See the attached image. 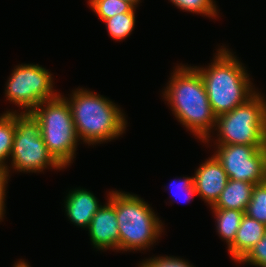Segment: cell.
<instances>
[{
    "mask_svg": "<svg viewBox=\"0 0 266 267\" xmlns=\"http://www.w3.org/2000/svg\"><path fill=\"white\" fill-rule=\"evenodd\" d=\"M169 79L163 99L170 105L178 122L201 142L209 143L211 130L215 129L216 116L199 72L193 66L181 64L177 65Z\"/></svg>",
    "mask_w": 266,
    "mask_h": 267,
    "instance_id": "cell-1",
    "label": "cell"
},
{
    "mask_svg": "<svg viewBox=\"0 0 266 267\" xmlns=\"http://www.w3.org/2000/svg\"><path fill=\"white\" fill-rule=\"evenodd\" d=\"M236 57L228 48L221 46L208 68L193 66L202 77L216 117L232 111L257 92L246 67Z\"/></svg>",
    "mask_w": 266,
    "mask_h": 267,
    "instance_id": "cell-2",
    "label": "cell"
},
{
    "mask_svg": "<svg viewBox=\"0 0 266 267\" xmlns=\"http://www.w3.org/2000/svg\"><path fill=\"white\" fill-rule=\"evenodd\" d=\"M64 98L70 106L78 138L88 146L111 141L126 130L123 110L109 98L84 88H77L70 98Z\"/></svg>",
    "mask_w": 266,
    "mask_h": 267,
    "instance_id": "cell-3",
    "label": "cell"
},
{
    "mask_svg": "<svg viewBox=\"0 0 266 267\" xmlns=\"http://www.w3.org/2000/svg\"><path fill=\"white\" fill-rule=\"evenodd\" d=\"M109 200L116 209L119 229L118 251L149 249L161 236L163 223L152 207L135 194L109 192Z\"/></svg>",
    "mask_w": 266,
    "mask_h": 267,
    "instance_id": "cell-4",
    "label": "cell"
},
{
    "mask_svg": "<svg viewBox=\"0 0 266 267\" xmlns=\"http://www.w3.org/2000/svg\"><path fill=\"white\" fill-rule=\"evenodd\" d=\"M30 114L40 124L41 135L49 152L64 168L69 167L80 140L68 101L59 94L40 103Z\"/></svg>",
    "mask_w": 266,
    "mask_h": 267,
    "instance_id": "cell-5",
    "label": "cell"
},
{
    "mask_svg": "<svg viewBox=\"0 0 266 267\" xmlns=\"http://www.w3.org/2000/svg\"><path fill=\"white\" fill-rule=\"evenodd\" d=\"M215 145H249L266 148V100L258 91L245 103L216 117Z\"/></svg>",
    "mask_w": 266,
    "mask_h": 267,
    "instance_id": "cell-6",
    "label": "cell"
},
{
    "mask_svg": "<svg viewBox=\"0 0 266 267\" xmlns=\"http://www.w3.org/2000/svg\"><path fill=\"white\" fill-rule=\"evenodd\" d=\"M13 148L9 168L19 172H42L44 169H63L43 141L40 124L30 113L15 112Z\"/></svg>",
    "mask_w": 266,
    "mask_h": 267,
    "instance_id": "cell-7",
    "label": "cell"
},
{
    "mask_svg": "<svg viewBox=\"0 0 266 267\" xmlns=\"http://www.w3.org/2000/svg\"><path fill=\"white\" fill-rule=\"evenodd\" d=\"M9 77L5 97L21 107V113H30L40 103L59 95L53 89L52 74L38 64L17 65Z\"/></svg>",
    "mask_w": 266,
    "mask_h": 267,
    "instance_id": "cell-8",
    "label": "cell"
},
{
    "mask_svg": "<svg viewBox=\"0 0 266 267\" xmlns=\"http://www.w3.org/2000/svg\"><path fill=\"white\" fill-rule=\"evenodd\" d=\"M217 146L213 155L222 164L229 179L252 184L266 181V148L239 144Z\"/></svg>",
    "mask_w": 266,
    "mask_h": 267,
    "instance_id": "cell-9",
    "label": "cell"
},
{
    "mask_svg": "<svg viewBox=\"0 0 266 267\" xmlns=\"http://www.w3.org/2000/svg\"><path fill=\"white\" fill-rule=\"evenodd\" d=\"M196 170L193 183L197 196L212 207L224 190L228 176L222 164L212 155Z\"/></svg>",
    "mask_w": 266,
    "mask_h": 267,
    "instance_id": "cell-10",
    "label": "cell"
},
{
    "mask_svg": "<svg viewBox=\"0 0 266 267\" xmlns=\"http://www.w3.org/2000/svg\"><path fill=\"white\" fill-rule=\"evenodd\" d=\"M90 240L98 250L118 251L119 229L115 206L108 200L94 215L88 227Z\"/></svg>",
    "mask_w": 266,
    "mask_h": 267,
    "instance_id": "cell-11",
    "label": "cell"
},
{
    "mask_svg": "<svg viewBox=\"0 0 266 267\" xmlns=\"http://www.w3.org/2000/svg\"><path fill=\"white\" fill-rule=\"evenodd\" d=\"M64 203L69 220L84 229H88L92 218L102 207L92 192L79 187L68 192Z\"/></svg>",
    "mask_w": 266,
    "mask_h": 267,
    "instance_id": "cell-12",
    "label": "cell"
},
{
    "mask_svg": "<svg viewBox=\"0 0 266 267\" xmlns=\"http://www.w3.org/2000/svg\"><path fill=\"white\" fill-rule=\"evenodd\" d=\"M266 226L244 214L233 244L228 248L232 259L239 263L264 237Z\"/></svg>",
    "mask_w": 266,
    "mask_h": 267,
    "instance_id": "cell-13",
    "label": "cell"
},
{
    "mask_svg": "<svg viewBox=\"0 0 266 267\" xmlns=\"http://www.w3.org/2000/svg\"><path fill=\"white\" fill-rule=\"evenodd\" d=\"M254 186L255 184L250 182L228 179L224 190L211 208L235 209L245 212L250 203Z\"/></svg>",
    "mask_w": 266,
    "mask_h": 267,
    "instance_id": "cell-14",
    "label": "cell"
},
{
    "mask_svg": "<svg viewBox=\"0 0 266 267\" xmlns=\"http://www.w3.org/2000/svg\"><path fill=\"white\" fill-rule=\"evenodd\" d=\"M212 209L216 217V230L219 236L226 241L227 248H229L235 239L241 219L245 214L243 211L235 209Z\"/></svg>",
    "mask_w": 266,
    "mask_h": 267,
    "instance_id": "cell-15",
    "label": "cell"
},
{
    "mask_svg": "<svg viewBox=\"0 0 266 267\" xmlns=\"http://www.w3.org/2000/svg\"><path fill=\"white\" fill-rule=\"evenodd\" d=\"M15 112L9 110L0 115V168L8 167L6 160L11 155L16 130Z\"/></svg>",
    "mask_w": 266,
    "mask_h": 267,
    "instance_id": "cell-16",
    "label": "cell"
},
{
    "mask_svg": "<svg viewBox=\"0 0 266 267\" xmlns=\"http://www.w3.org/2000/svg\"><path fill=\"white\" fill-rule=\"evenodd\" d=\"M135 10L117 14L104 21L111 38L121 41L130 36L135 27Z\"/></svg>",
    "mask_w": 266,
    "mask_h": 267,
    "instance_id": "cell-17",
    "label": "cell"
},
{
    "mask_svg": "<svg viewBox=\"0 0 266 267\" xmlns=\"http://www.w3.org/2000/svg\"><path fill=\"white\" fill-rule=\"evenodd\" d=\"M88 4L103 22L117 14L132 12L136 9L124 0H88Z\"/></svg>",
    "mask_w": 266,
    "mask_h": 267,
    "instance_id": "cell-18",
    "label": "cell"
},
{
    "mask_svg": "<svg viewBox=\"0 0 266 267\" xmlns=\"http://www.w3.org/2000/svg\"><path fill=\"white\" fill-rule=\"evenodd\" d=\"M244 213L266 226V181L255 184L250 203Z\"/></svg>",
    "mask_w": 266,
    "mask_h": 267,
    "instance_id": "cell-19",
    "label": "cell"
},
{
    "mask_svg": "<svg viewBox=\"0 0 266 267\" xmlns=\"http://www.w3.org/2000/svg\"><path fill=\"white\" fill-rule=\"evenodd\" d=\"M176 7L187 12L202 14L213 19L218 16V8L214 0H169Z\"/></svg>",
    "mask_w": 266,
    "mask_h": 267,
    "instance_id": "cell-20",
    "label": "cell"
},
{
    "mask_svg": "<svg viewBox=\"0 0 266 267\" xmlns=\"http://www.w3.org/2000/svg\"><path fill=\"white\" fill-rule=\"evenodd\" d=\"M178 180H179L178 183L174 182V181H177L174 179L173 182L171 181V184H170V187H173V185H174L180 190V192H179V190L177 189L178 191L176 190L175 193H172V195L174 196L173 198L174 199L177 198L180 201L183 200L182 198H184V200H183L184 202L185 201L190 202L195 195L197 196V192L195 190L194 183H193V176L192 177H188V176L183 177V179L179 178ZM172 189L170 188L171 192H173ZM183 194H185V195H183ZM177 199L174 201H177Z\"/></svg>",
    "mask_w": 266,
    "mask_h": 267,
    "instance_id": "cell-21",
    "label": "cell"
},
{
    "mask_svg": "<svg viewBox=\"0 0 266 267\" xmlns=\"http://www.w3.org/2000/svg\"><path fill=\"white\" fill-rule=\"evenodd\" d=\"M143 261L138 265L139 267H194L188 261L172 256L150 257Z\"/></svg>",
    "mask_w": 266,
    "mask_h": 267,
    "instance_id": "cell-22",
    "label": "cell"
},
{
    "mask_svg": "<svg viewBox=\"0 0 266 267\" xmlns=\"http://www.w3.org/2000/svg\"><path fill=\"white\" fill-rule=\"evenodd\" d=\"M250 264L262 267L266 265V231L264 237L249 251L239 264Z\"/></svg>",
    "mask_w": 266,
    "mask_h": 267,
    "instance_id": "cell-23",
    "label": "cell"
},
{
    "mask_svg": "<svg viewBox=\"0 0 266 267\" xmlns=\"http://www.w3.org/2000/svg\"><path fill=\"white\" fill-rule=\"evenodd\" d=\"M10 170L5 168H0V222L3 220L4 213H5V196H6V184H8L10 178L9 176Z\"/></svg>",
    "mask_w": 266,
    "mask_h": 267,
    "instance_id": "cell-24",
    "label": "cell"
},
{
    "mask_svg": "<svg viewBox=\"0 0 266 267\" xmlns=\"http://www.w3.org/2000/svg\"><path fill=\"white\" fill-rule=\"evenodd\" d=\"M13 267H31V266L27 262L21 259L17 261V263H15Z\"/></svg>",
    "mask_w": 266,
    "mask_h": 267,
    "instance_id": "cell-25",
    "label": "cell"
},
{
    "mask_svg": "<svg viewBox=\"0 0 266 267\" xmlns=\"http://www.w3.org/2000/svg\"><path fill=\"white\" fill-rule=\"evenodd\" d=\"M129 3H131L135 8H137V5L141 2L140 0H124Z\"/></svg>",
    "mask_w": 266,
    "mask_h": 267,
    "instance_id": "cell-26",
    "label": "cell"
}]
</instances>
